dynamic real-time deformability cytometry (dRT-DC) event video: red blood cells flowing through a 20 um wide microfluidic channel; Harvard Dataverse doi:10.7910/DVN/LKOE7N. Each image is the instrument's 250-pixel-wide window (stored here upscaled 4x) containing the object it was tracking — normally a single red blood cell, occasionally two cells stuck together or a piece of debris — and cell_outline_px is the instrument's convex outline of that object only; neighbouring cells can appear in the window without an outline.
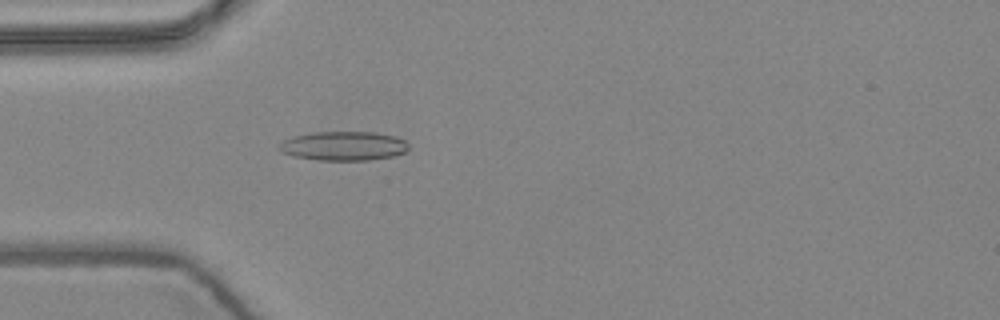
{"species": "common noctule bat (a hibernating species)", "species_latin": "Nyctalus noctula", "temperature_condition": "warm", "stored_images_in_passage": 5, "camera_frame_rate_fps": 3000, "um_per_image_px": 0.085, "animal": {"sex": "female", "body_mass_g": 24.6, "forearm_length_mm": 56.2}, "frame": {"image": 1, "passage_image": 5, "time_ms": 1.333, "image_size_px": [1000, 320], "cell_outline_px": [[408, 148], [404, 152], [392, 156], [368, 160], [316, 160], [292, 156], [280, 152], [276, 148], [284, 140], [292, 136], [312, 132], [376, 132], [396, 136], [404, 140], [408, 144]], "centroid_in_image_um": [29.16, 12.4], "position_along_channel_um": 55.8, "area_um2": 22.14}}